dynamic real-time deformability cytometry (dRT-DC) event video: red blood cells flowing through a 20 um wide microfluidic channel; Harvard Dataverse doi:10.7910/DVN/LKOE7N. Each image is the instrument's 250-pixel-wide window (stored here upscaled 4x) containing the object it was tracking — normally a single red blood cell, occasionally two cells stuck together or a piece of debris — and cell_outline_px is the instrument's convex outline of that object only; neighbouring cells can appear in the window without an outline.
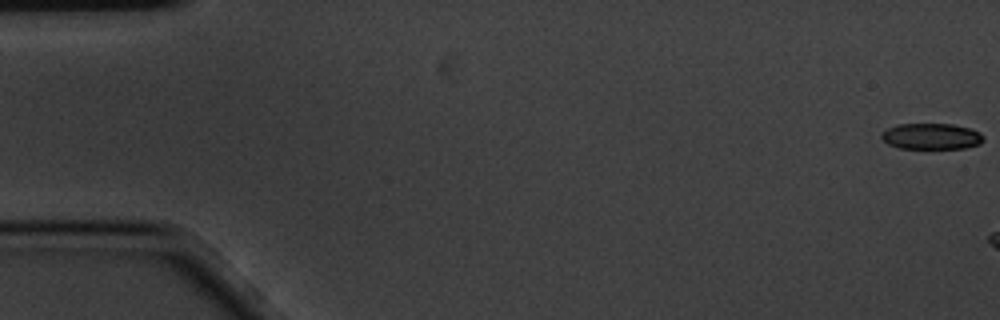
{"species": "common noctule bat (a hibernating species)", "species_latin": "Nyctalus noctula", "temperature_condition": "cold", "stored_images_in_passage": 3, "camera_frame_rate_fps": 3000, "um_per_image_px": 0.085, "animal": {"sex": "male", "body_mass_g": 20.1, "forearm_length_mm": 53.5}, "frame": {"image": 1, "passage_image": 1, "time_ms": 0.0, "image_size_px": [1000, 320], "cell_outline_px": [[984, 140], [980, 144], [964, 148], [900, 148], [888, 144], [880, 136], [880, 132], [888, 128], [900, 124], [952, 124], [968, 128], [980, 132], [984, 136]], "centroid_in_image_um": [79.17, 11.59], "position_along_channel_um": 5.8, "area_um2": 15.43}}